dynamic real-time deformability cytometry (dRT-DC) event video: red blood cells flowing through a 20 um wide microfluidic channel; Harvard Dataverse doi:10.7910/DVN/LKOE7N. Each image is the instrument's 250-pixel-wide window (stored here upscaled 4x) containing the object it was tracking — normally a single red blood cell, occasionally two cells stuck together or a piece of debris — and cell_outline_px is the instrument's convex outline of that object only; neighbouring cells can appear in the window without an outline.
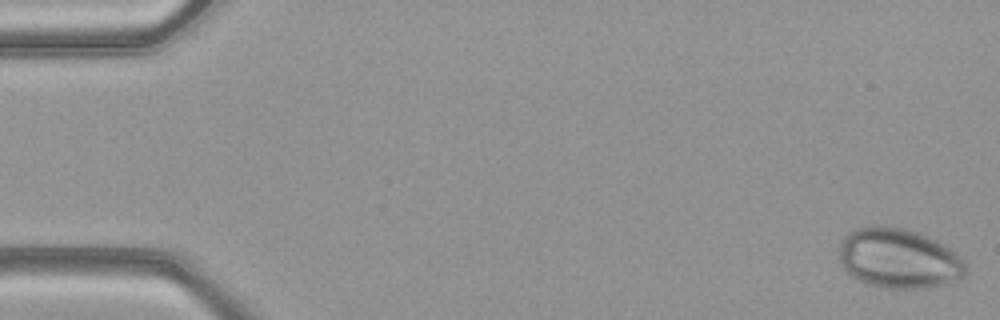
{"species": "common noctule bat (a hibernating species)", "species_latin": "Nyctalus noctula", "temperature_condition": "warm", "stored_images_in_passage": 18, "camera_frame_rate_fps": 3000, "um_per_image_px": 0.085, "animal": {"sex": "female", "body_mass_g": 21.9}, "frame": {"image": 1, "passage_image": 1, "time_ms": 0.0, "image_size_px": [1000, 320], "cell_outline_px": [[968, 276], [960, 280], [928, 288], [880, 288], [856, 280], [844, 268], [840, 260], [840, 244], [844, 236], [848, 232], [856, 228], [876, 224], [884, 224], [904, 228], [920, 232], [944, 244], [956, 252], [964, 260], [968, 268]], "centroid_in_image_um": [76.44, 21.96], "position_along_channel_um": 8.6, "area_um2": 45.2}}